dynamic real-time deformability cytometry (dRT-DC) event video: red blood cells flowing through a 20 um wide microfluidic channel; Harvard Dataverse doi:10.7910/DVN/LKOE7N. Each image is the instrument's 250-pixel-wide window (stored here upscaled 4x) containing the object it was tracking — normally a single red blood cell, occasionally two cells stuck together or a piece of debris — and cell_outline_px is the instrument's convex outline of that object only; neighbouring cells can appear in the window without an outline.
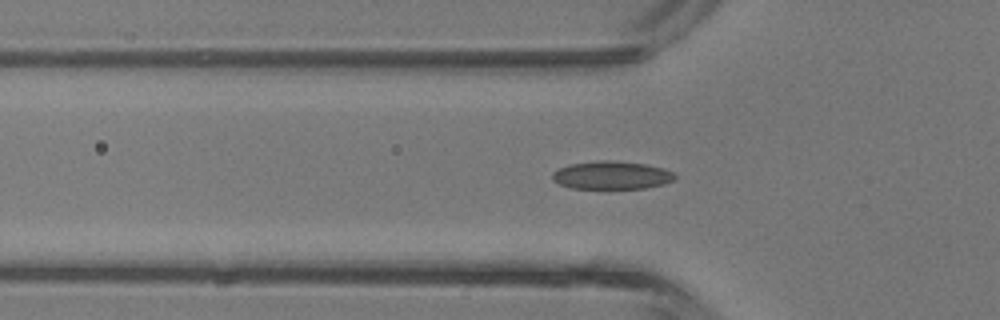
{"species": "common noctule bat (a hibernating species)", "species_latin": "Nyctalus noctula", "temperature_condition": "room temperature", "stored_images_in_passage": 17, "camera_frame_rate_fps": 3000, "um_per_image_px": 0.085, "animal": {"sex": "male", "body_mass_g": 13.3}, "frame": {"image": 1, "passage_image": 4, "time_ms": 1.0, "image_size_px": [1000, 320], "cell_outline_px": [[676, 180], [664, 184], [644, 188], [572, 188], [560, 184], [552, 180], [552, 172], [568, 164], [600, 160], [608, 160], [644, 164], [664, 168], [672, 172], [676, 176]], "centroid_in_image_um": [51.99, 14.89], "position_along_channel_um": 73.8, "area_um2": 20.0}}
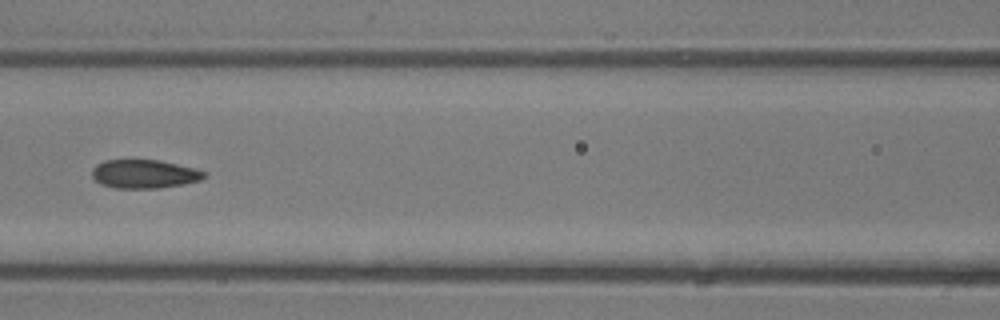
{"frame": {"image": 2, "passage_image": 9, "time_ms": 2.667, "image_size_px": [1000, 320], "cell_outline_px": [[204, 176], [200, 180], [184, 184], [156, 188], [116, 188], [100, 184], [92, 176], [92, 168], [96, 164], [104, 160], [160, 160], [192, 168], [204, 172]], "centroid_in_image_um": [12.2, 14.79], "position_along_channel_um": 154.4, "area_um2": 18.5}}
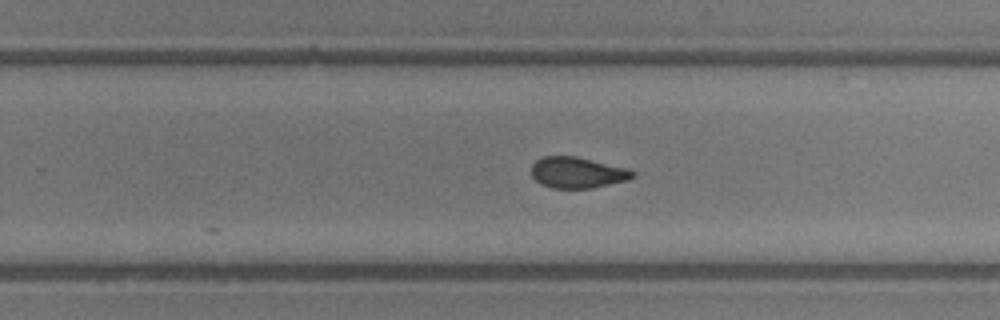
{"frame": {"image": 3, "passage_image": 17, "time_ms": 5.333, "image_size_px": [1000, 320], "cell_outline_px": [[636, 176], [628, 180], [592, 188], [552, 188], [540, 184], [532, 176], [532, 164], [536, 160], [544, 156], [576, 156], [624, 168], [636, 172]], "centroid_in_image_um": [49.06, 14.67], "position_along_channel_um": 280.7, "area_um2": 18.21}}